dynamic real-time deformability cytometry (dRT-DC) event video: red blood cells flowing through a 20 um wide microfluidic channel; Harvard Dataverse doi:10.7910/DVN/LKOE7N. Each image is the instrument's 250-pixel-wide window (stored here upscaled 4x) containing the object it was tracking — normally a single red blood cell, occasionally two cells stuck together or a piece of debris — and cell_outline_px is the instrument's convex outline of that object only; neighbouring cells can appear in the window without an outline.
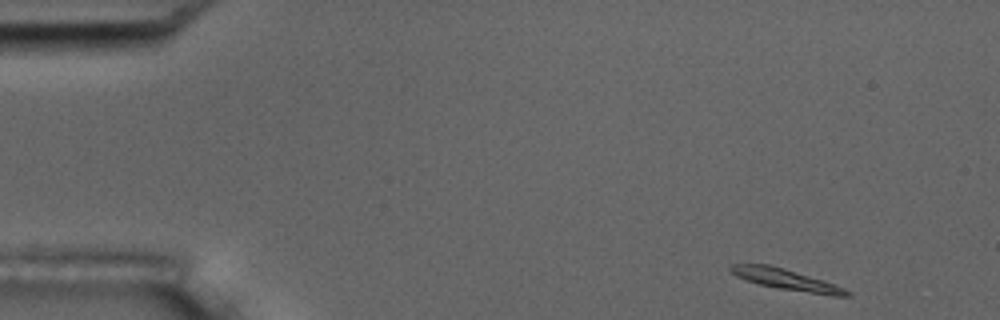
{"species": "common noctule bat (a hibernating species)", "species_latin": "Nyctalus noctula", "temperature_condition": "room temperature", "stored_images_in_passage": 5, "camera_frame_rate_fps": 3000, "um_per_image_px": 0.085, "animal": {"sex": "male", "body_mass_g": 17.5, "forearm_length_mm": 52.3}, "frame": {"image": 1, "passage_image": 1, "time_ms": 0.0, "image_size_px": [1000, 320], "cell_outline_px": [[852, 292], [848, 296], [832, 296], [780, 288], [760, 284], [736, 276], [728, 268], [732, 264], [768, 264], [784, 268], [824, 280], [844, 288]], "centroid_in_image_um": [66.86, 23.75], "position_along_channel_um": 18.1, "area_um2": 13.93}}
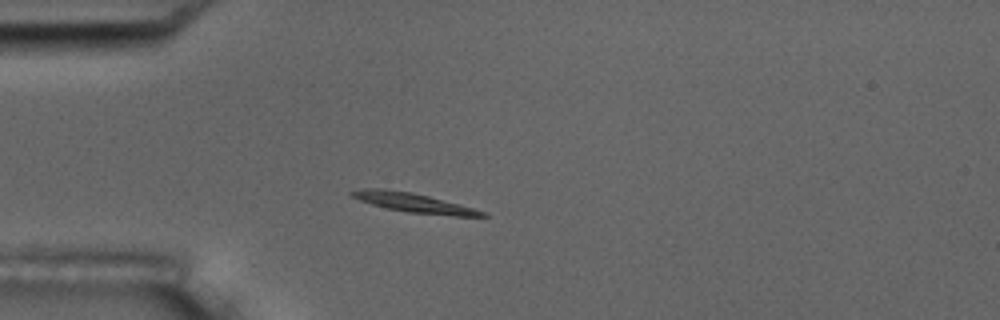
{"frame": {"image": 2, "passage_image": 4, "time_ms": 3.333, "image_size_px": [1000, 320], "cell_outline_px": [[488, 216], [452, 216], [408, 212], [388, 208], [372, 204], [360, 200], [352, 196], [348, 192], [364, 188], [384, 188], [412, 192], [460, 204], [484, 212]], "centroid_in_image_um": [35.13, 17.22], "position_along_channel_um": 49.9, "area_um2": 14.45}}